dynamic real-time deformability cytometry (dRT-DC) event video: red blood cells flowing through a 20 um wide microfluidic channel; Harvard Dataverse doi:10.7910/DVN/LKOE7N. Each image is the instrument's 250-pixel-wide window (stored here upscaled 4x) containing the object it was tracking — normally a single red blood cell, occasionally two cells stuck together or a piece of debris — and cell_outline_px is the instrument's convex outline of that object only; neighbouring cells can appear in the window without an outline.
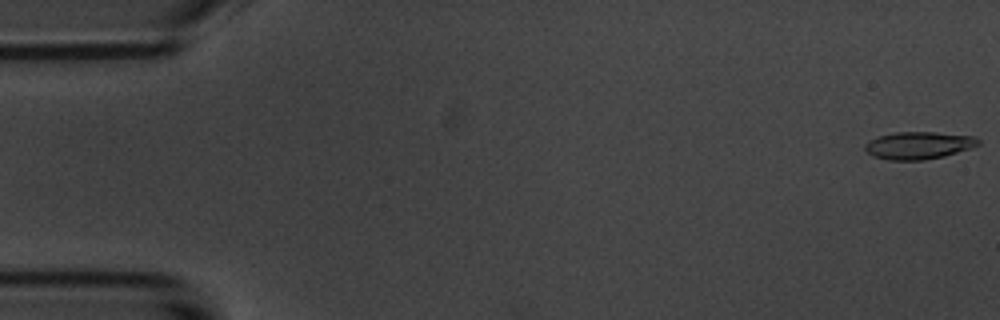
{"species": "common noctule bat (a hibernating species)", "species_latin": "Nyctalus noctula", "temperature_condition": "room temperature", "stored_images_in_passage": 3, "camera_frame_rate_fps": 3000, "um_per_image_px": 0.085, "animal": {"sex": "male", "body_mass_g": 20.1, "forearm_length_mm": 53.5}, "frame": {"image": 1, "passage_image": 3, "time_ms": 2.667, "image_size_px": [1000, 320], "cell_outline_px": [[980, 144], [944, 156], [924, 160], [888, 160], [872, 156], [864, 148], [864, 144], [868, 140], [880, 136], [896, 132], [936, 132], [972, 136], [980, 140]], "centroid_in_image_um": [78.03, 12.36], "position_along_channel_um": 7.0, "area_um2": 17.98}}